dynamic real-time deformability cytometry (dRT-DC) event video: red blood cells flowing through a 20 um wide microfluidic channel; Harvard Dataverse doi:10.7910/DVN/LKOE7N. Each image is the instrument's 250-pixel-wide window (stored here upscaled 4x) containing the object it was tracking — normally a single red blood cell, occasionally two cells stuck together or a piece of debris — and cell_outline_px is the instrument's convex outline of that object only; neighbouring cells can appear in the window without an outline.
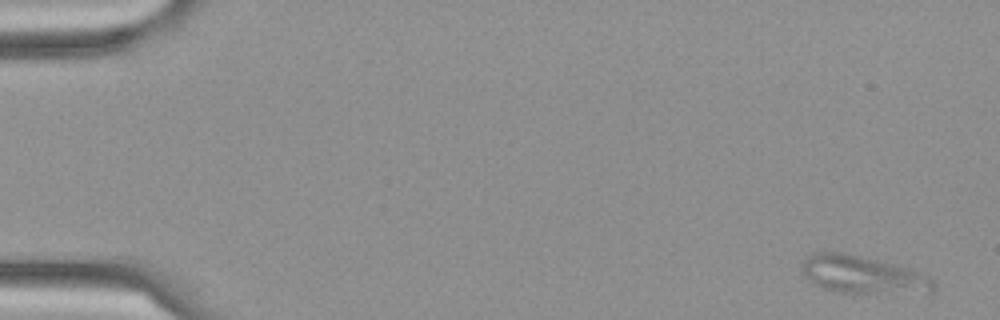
{"species": "Egyptian fruit bat (a non-hibernating species)", "species_latin": "Rousettus aegyptiacus", "temperature_condition": "cold", "stored_images_in_passage": 6, "camera_frame_rate_fps": 3000, "um_per_image_px": 0.085, "frame": {"image": 1, "passage_image": 1, "time_ms": 0.0, "image_size_px": [1000, 320], "cell_outline_px": [[936, 288], [932, 292], [832, 292], [820, 288], [812, 284], [804, 276], [804, 260], [812, 252], [844, 252], [896, 264], [908, 268], [928, 276], [936, 284]], "centroid_in_image_um": [73.3, 23.34], "position_along_channel_um": 11.7, "area_um2": 28.67}}